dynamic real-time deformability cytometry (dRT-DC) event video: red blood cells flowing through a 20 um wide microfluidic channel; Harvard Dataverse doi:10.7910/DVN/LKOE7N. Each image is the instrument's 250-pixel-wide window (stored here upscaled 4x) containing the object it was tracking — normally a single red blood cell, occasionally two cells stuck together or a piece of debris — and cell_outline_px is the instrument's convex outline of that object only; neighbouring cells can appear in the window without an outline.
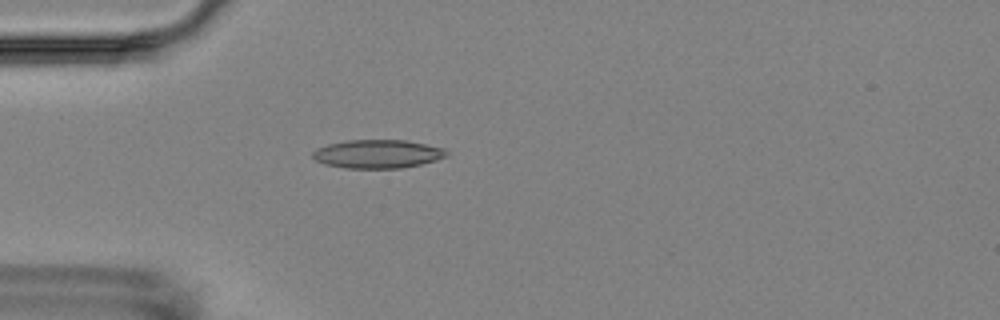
{"species": "Egyptian fruit bat (a non-hibernating species)", "species_latin": "Rousettus aegyptiacus", "temperature_condition": "room temperature", "stored_images_in_passage": 2, "camera_frame_rate_fps": 3000, "um_per_image_px": 0.085, "animal": {"sex": "female"}, "frame": {"image": 1, "passage_image": 2, "time_ms": 1.333, "image_size_px": [1000, 320], "cell_outline_px": [[448, 156], [436, 160], [420, 164], [400, 168], [344, 168], [324, 164], [316, 160], [312, 156], [312, 152], [316, 148], [328, 144], [344, 140], [404, 140], [444, 148], [448, 152]], "centroid_in_image_um": [32.07, 13.08], "position_along_channel_um": 52.9, "area_um2": 22.25}}